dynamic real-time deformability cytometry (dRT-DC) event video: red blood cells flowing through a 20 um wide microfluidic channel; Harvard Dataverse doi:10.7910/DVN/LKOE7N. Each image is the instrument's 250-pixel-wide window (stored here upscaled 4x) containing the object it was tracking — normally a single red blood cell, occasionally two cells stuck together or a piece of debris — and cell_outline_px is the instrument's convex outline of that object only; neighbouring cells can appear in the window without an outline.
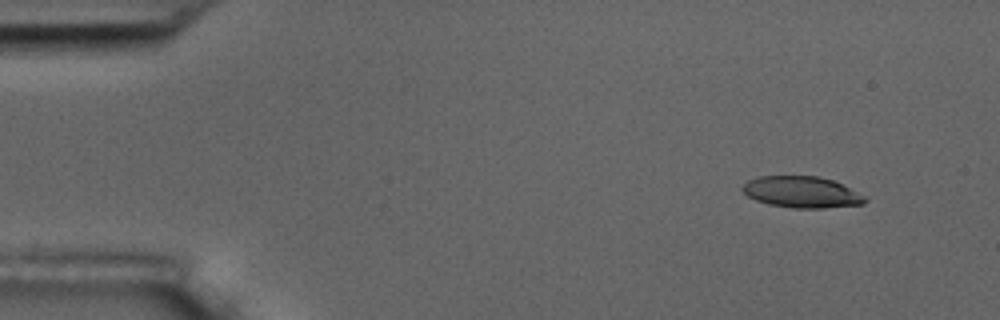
{"species": "common noctule bat (a hibernating species)", "species_latin": "Nyctalus noctula", "temperature_condition": "room temperature", "stored_images_in_passage": 4, "camera_frame_rate_fps": 3000, "um_per_image_px": 0.085, "animal": {"sex": "male", "body_mass_g": 17.5, "forearm_length_mm": 52.3}, "frame": {"image": 1, "passage_image": 1, "time_ms": 0.0, "image_size_px": [1000, 320], "cell_outline_px": [[868, 200], [864, 204], [824, 208], [792, 208], [768, 204], [756, 200], [748, 196], [740, 188], [748, 180], [760, 176], [820, 176], [832, 180], [868, 196]], "centroid_in_image_um": [68.18, 16.33], "position_along_channel_um": 16.8, "area_um2": 22.54}}
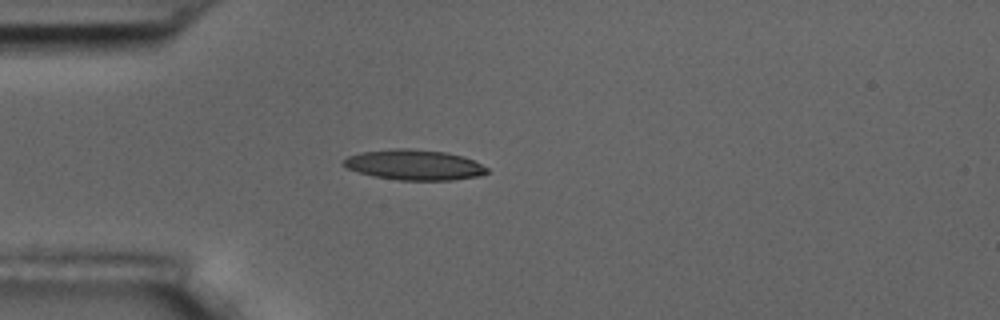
{"frame": {"image": 2, "passage_image": 4, "time_ms": 3.333, "image_size_px": [1000, 320], "cell_outline_px": [[488, 172], [480, 176], [452, 180], [400, 180], [372, 176], [348, 168], [340, 164], [348, 156], [360, 152], [400, 148], [408, 148], [444, 152], [464, 156], [488, 168]], "centroid_in_image_um": [35.21, 14.01], "position_along_channel_um": 49.8, "area_um2": 25.26}}